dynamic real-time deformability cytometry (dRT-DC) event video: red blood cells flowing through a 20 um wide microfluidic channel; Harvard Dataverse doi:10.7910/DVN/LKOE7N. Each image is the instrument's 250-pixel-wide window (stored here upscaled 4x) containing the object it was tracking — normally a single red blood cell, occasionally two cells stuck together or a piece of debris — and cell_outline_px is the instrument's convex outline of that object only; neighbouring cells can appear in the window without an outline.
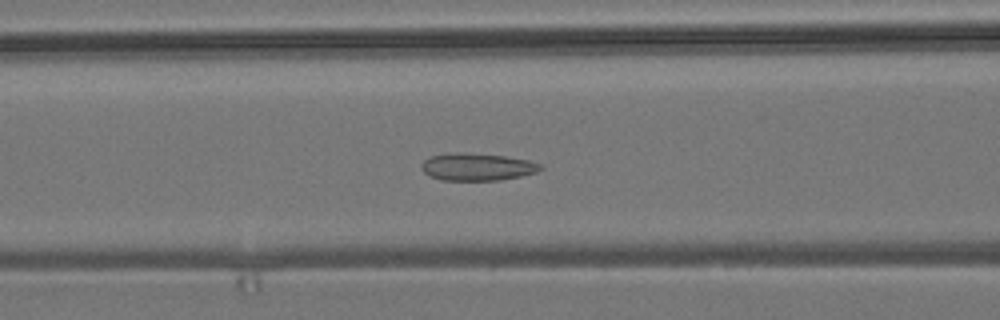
{"species": "common noctule bat (a hibernating species)", "species_latin": "Nyctalus noctula", "temperature_condition": "room temperature", "stored_images_in_passage": 51, "camera_frame_rate_fps": 3000, "um_per_image_px": 0.085, "animal": {"sex": "male", "body_mass_g": 19.2, "forearm_length_mm": 51.8}, "frame": {"image": 1, "passage_image": 18, "time_ms": 5.667, "image_size_px": [1000, 320], "cell_outline_px": [[544, 168], [536, 172], [520, 176], [500, 180], [440, 180], [424, 172], [420, 168], [420, 164], [424, 160], [432, 156], [460, 152], [464, 152], [504, 156], [528, 160], [544, 164]], "centroid_in_image_um": [40.59, 14.18], "position_along_channel_um": 126.0, "area_um2": 18.96}}
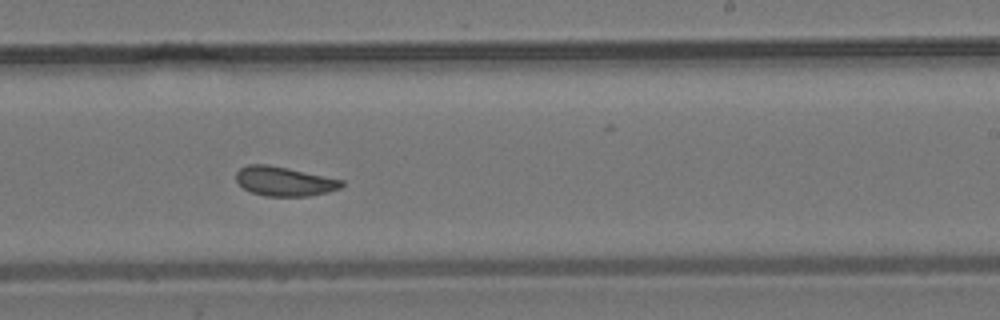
{"frame": {"image": 2, "passage_image": 29, "time_ms": 9.333, "image_size_px": [1000, 320], "cell_outline_px": [[344, 184], [340, 188], [328, 192], [308, 196], [264, 196], [252, 192], [244, 188], [236, 180], [236, 172], [240, 168], [248, 164], [268, 164], [288, 168], [344, 180]], "centroid_in_image_um": [24.17, 15.41], "position_along_channel_um": 264.8, "area_um2": 18.03}}
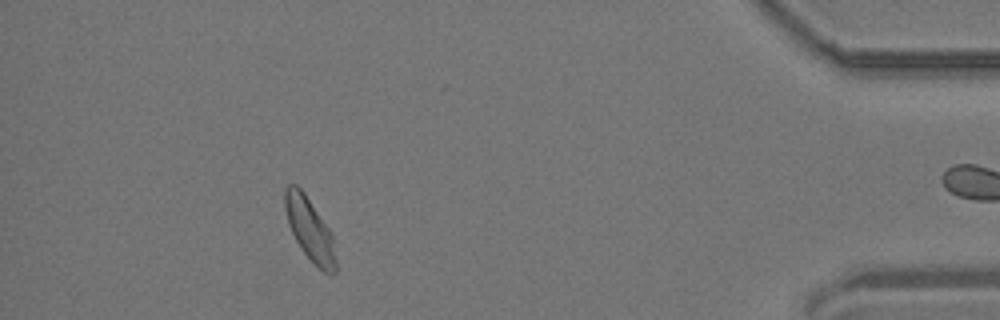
{"frame": {"image": 3, "passage_image": 45, "time_ms": 14.667, "image_size_px": [1000, 320], "cell_outline_px": [[336, 272], [324, 272], [312, 264], [300, 248], [288, 224], [284, 208], [284, 188], [288, 184], [296, 184], [304, 192], [328, 228], [332, 236], [336, 260]], "centroid_in_image_um": [26.29, 19.49], "position_along_channel_um": 408.9, "area_um2": 18.55}, "authors_computed_cell_mechanics": {"area_um2": 18.6116, "velocity_mm_per_s": 3.7982, "shape_relaxation_time_tau1_ms": null, "shape_relaxation_time_tau2_ms": 4.5366, "deformation_change_tau1": null, "deformation_change_tau2": 0.074}}